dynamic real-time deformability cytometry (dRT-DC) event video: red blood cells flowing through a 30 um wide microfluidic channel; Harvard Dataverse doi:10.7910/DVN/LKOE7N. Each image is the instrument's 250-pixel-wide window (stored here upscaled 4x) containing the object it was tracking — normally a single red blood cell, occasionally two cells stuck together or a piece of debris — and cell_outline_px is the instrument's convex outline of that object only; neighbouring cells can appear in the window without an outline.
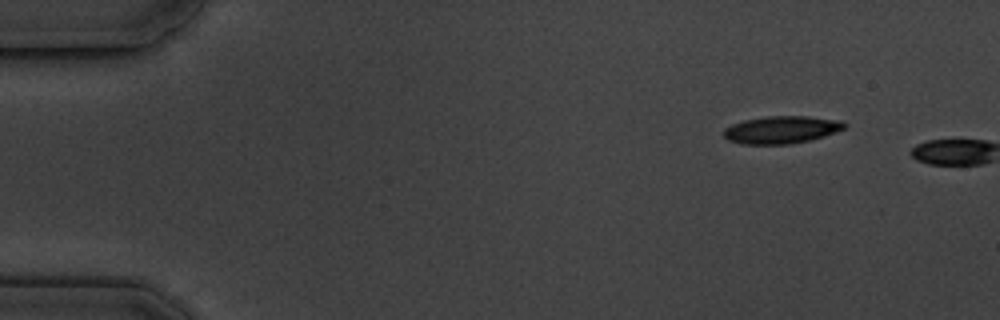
{"species": "common noctule bat (a hibernating species)", "species_latin": "Nyctalus noctula", "temperature_condition": "cold", "stored_images_in_passage": 2, "camera_frame_rate_fps": 3000, "um_per_image_px": 0.085, "animal": {"sex": "male", "body_mass_g": 19.5, "forearm_length_mm": 54.6}, "frame": {"image": 1, "passage_image": 1, "time_ms": 0.0, "image_size_px": [1000, 320], "cell_outline_px": [[848, 124], [844, 128], [824, 136], [808, 140], [788, 144], [740, 144], [728, 140], [724, 136], [724, 128], [732, 124], [744, 120], [768, 116], [804, 116], [844, 120]], "centroid_in_image_um": [66.42, 11.02], "position_along_channel_um": 18.6, "area_um2": 19.31}}